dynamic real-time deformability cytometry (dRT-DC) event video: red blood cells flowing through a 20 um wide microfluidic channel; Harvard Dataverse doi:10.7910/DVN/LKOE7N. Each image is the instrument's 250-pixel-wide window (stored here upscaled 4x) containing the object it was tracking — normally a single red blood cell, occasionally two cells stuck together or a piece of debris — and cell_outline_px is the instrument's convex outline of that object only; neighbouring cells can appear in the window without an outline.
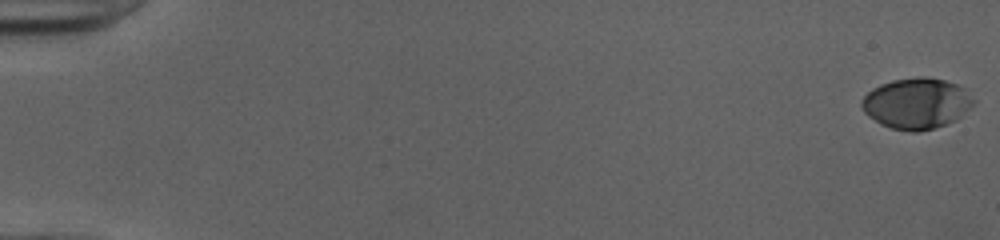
{"species": "human", "species_latin": "Homo sapiens", "temperature_condition": "cold", "stored_images_in_passage": 53, "camera_frame_rate_fps": 3000, "um_per_image_px": 0.085, "donor": {"sex": "female"}, "frame": {"image": 1, "passage_image": 1, "time_ms": 0.0, "image_size_px": [1000, 240], "cell_outline_px": [[976, 104], [956, 120], [932, 128], [916, 132], [912, 132], [892, 128], [880, 124], [868, 116], [864, 112], [860, 104], [860, 100], [872, 88], [880, 84], [892, 80], [916, 76], [924, 76], [944, 80], [968, 88], [976, 100]], "centroid_in_image_um": [77.94, 8.77], "position_along_channel_um": 7.1, "area_um2": 33.64}}
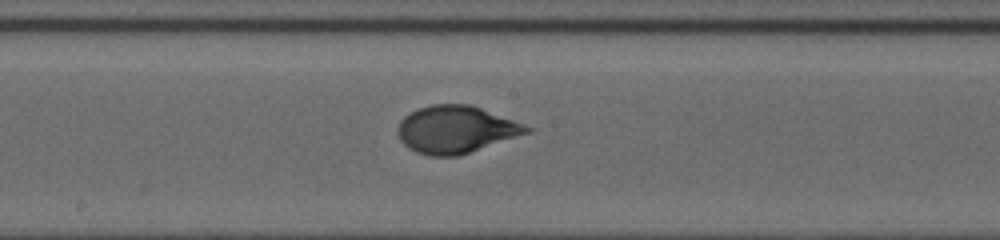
{"frame": {"image": 2, "passage_image": 30, "time_ms": 9.667, "image_size_px": [1000, 240], "cell_outline_px": [[532, 132], [456, 156], [428, 156], [416, 152], [408, 148], [400, 140], [396, 132], [396, 128], [400, 120], [404, 116], [416, 108], [432, 104], [468, 104], [480, 108], [524, 124], [532, 128]], "centroid_in_image_um": [38.7, 11.0], "position_along_channel_um": 209.5, "area_um2": 35.55}}
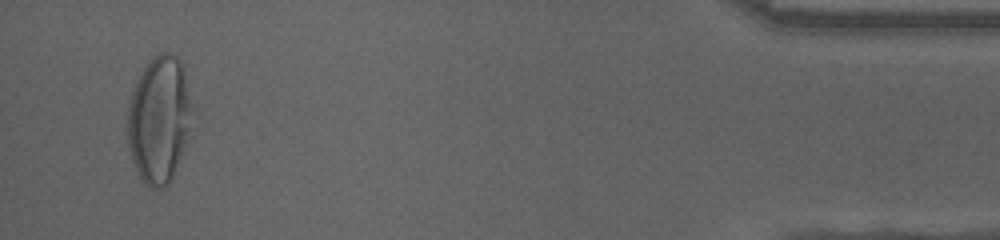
{"frame": {"image": 3, "passage_image": 51, "time_ms": 16.667, "image_size_px": [1000, 240], "cell_outline_px": [[192, 108], [188, 128], [172, 180], [168, 184], [160, 188], [148, 188], [144, 184], [132, 160], [128, 144], [128, 108], [132, 92], [144, 68], [152, 56], [160, 52], [168, 52], [176, 56], [180, 60], [192, 104]], "centroid_in_image_um": [13.5, 10.15], "position_along_channel_um": 421.7, "area_um2": 46.76}, "authors_computed_cell_mechanics": {"area_um2": 34.7378, "velocity_mm_per_s": 4.0065, "shape_relaxation_time_tau1_ms": 7.7842, "shape_relaxation_time_tau2_ms": null, "deformation_change_tau1": 0.2918, "deformation_change_tau2": null}}